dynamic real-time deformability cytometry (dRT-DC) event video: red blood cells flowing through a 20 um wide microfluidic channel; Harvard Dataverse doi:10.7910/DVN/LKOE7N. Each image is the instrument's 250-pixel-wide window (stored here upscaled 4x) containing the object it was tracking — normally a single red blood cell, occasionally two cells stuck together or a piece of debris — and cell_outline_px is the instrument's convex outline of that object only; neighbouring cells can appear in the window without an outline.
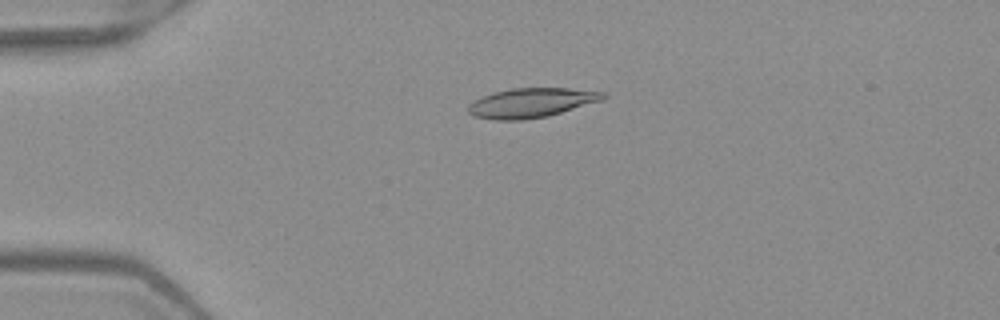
{"species": "Egyptian fruit bat (a non-hibernating species)", "species_latin": "Rousettus aegyptiacus", "temperature_condition": "warm", "stored_images_in_passage": 6, "camera_frame_rate_fps": 3000, "um_per_image_px": 0.085, "frame": {"image": 1, "passage_image": 4, "time_ms": 1.0, "image_size_px": [1000, 320], "cell_outline_px": [[608, 96], [604, 100], [548, 116], [524, 120], [496, 120], [472, 116], [468, 112], [468, 104], [472, 100], [492, 92], [512, 88], [568, 88], [608, 92]], "centroid_in_image_um": [45.18, 8.73], "position_along_channel_um": 39.8, "area_um2": 23.58}}
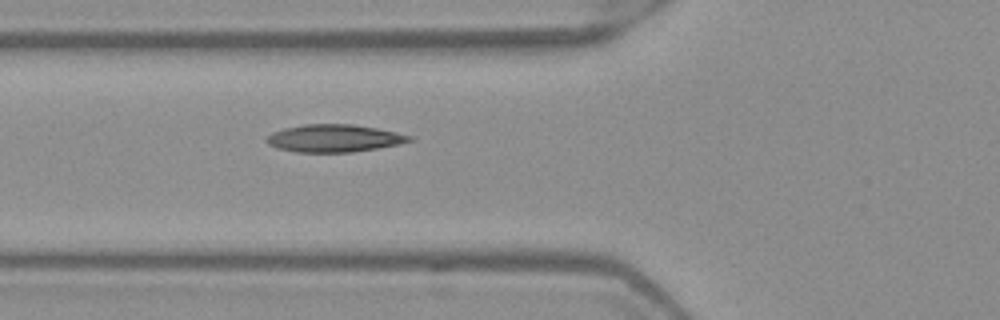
{"frame": {"image": 2, "passage_image": 6, "time_ms": 1.667, "image_size_px": [1000, 320], "cell_outline_px": [[416, 140], [400, 144], [352, 152], [296, 152], [276, 148], [268, 144], [264, 140], [272, 132], [284, 128], [304, 124], [352, 124], [376, 128], [396, 132], [412, 136]], "centroid_in_image_um": [28.4, 11.75], "position_along_channel_um": 97.4, "area_um2": 23.0}}